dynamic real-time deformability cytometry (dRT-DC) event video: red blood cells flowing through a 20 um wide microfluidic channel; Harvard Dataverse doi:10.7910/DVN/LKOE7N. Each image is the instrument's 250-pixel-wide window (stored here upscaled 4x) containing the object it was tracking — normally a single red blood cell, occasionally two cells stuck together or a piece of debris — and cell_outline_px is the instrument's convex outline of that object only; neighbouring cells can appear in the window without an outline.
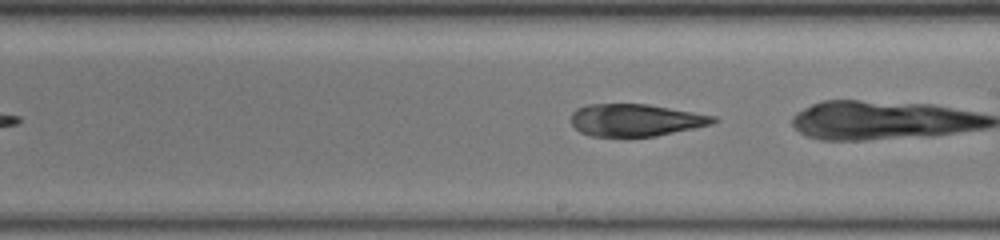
{"species": "common noctule bat (a hibernating species)", "species_latin": "Nyctalus noctula", "temperature_condition": "warm", "stored_images_in_passage": 22, "camera_frame_rate_fps": 3000, "um_per_image_px": 0.085, "animal": {"sex": "female", "body_mass_g": 19.5, "forearm_length_mm": 54.1}, "frame": {"image": 1, "passage_image": 22, "time_ms": 7.0, "image_size_px": [1000, 240], "cell_outline_px": [[716, 120], [712, 124], [656, 136], [592, 136], [580, 132], [572, 124], [572, 112], [576, 108], [588, 104], [648, 104], [716, 116]], "centroid_in_image_um": [54.01, 10.2], "position_along_channel_um": 235.0, "area_um2": 26.53}}